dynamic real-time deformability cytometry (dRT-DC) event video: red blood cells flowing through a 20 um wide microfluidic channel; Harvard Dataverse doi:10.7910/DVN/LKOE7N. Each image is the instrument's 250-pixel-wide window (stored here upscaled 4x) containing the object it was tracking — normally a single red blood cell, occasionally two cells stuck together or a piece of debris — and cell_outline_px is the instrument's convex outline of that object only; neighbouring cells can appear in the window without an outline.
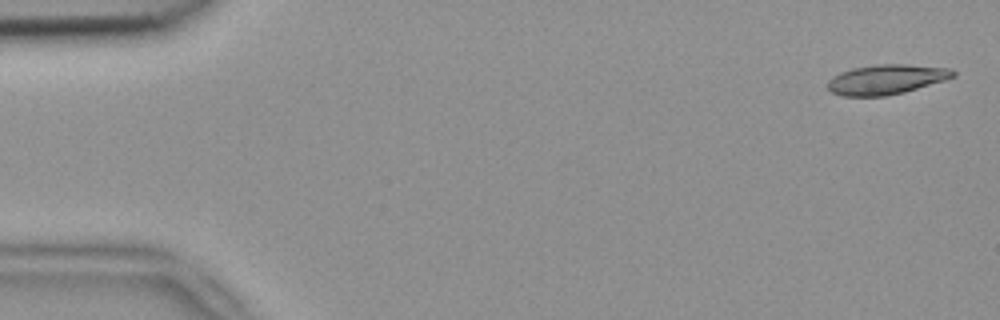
{"species": "common noctule bat (a hibernating species)", "species_latin": "Nyctalus noctula", "temperature_condition": "room temperature", "stored_images_in_passage": 5, "camera_frame_rate_fps": 3000, "um_per_image_px": 0.085, "animal": {"sex": "female", "body_mass_g": 18.4}, "frame": {"image": 1, "passage_image": 1, "time_ms": 0.0, "image_size_px": [1000, 320], "cell_outline_px": [[956, 76], [944, 80], [904, 92], [884, 96], [840, 96], [832, 92], [828, 88], [828, 80], [832, 76], [840, 72], [852, 68], [876, 64], [908, 64], [952, 68], [956, 72]], "centroid_in_image_um": [75.33, 6.74], "position_along_channel_um": 9.7, "area_um2": 21.91}}
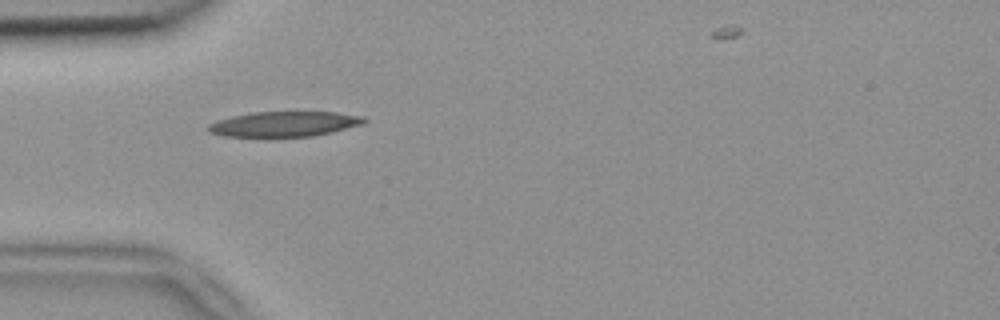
{"frame": {"image": 2, "passage_image": 5, "time_ms": 1.333, "image_size_px": [1000, 320], "cell_outline_px": [[368, 120], [360, 124], [332, 132], [312, 136], [224, 136], [208, 132], [204, 128], [208, 124], [216, 120], [232, 116], [252, 112], [336, 112], [364, 116]], "centroid_in_image_um": [24.11, 10.53], "position_along_channel_um": 60.9, "area_um2": 22.77}}